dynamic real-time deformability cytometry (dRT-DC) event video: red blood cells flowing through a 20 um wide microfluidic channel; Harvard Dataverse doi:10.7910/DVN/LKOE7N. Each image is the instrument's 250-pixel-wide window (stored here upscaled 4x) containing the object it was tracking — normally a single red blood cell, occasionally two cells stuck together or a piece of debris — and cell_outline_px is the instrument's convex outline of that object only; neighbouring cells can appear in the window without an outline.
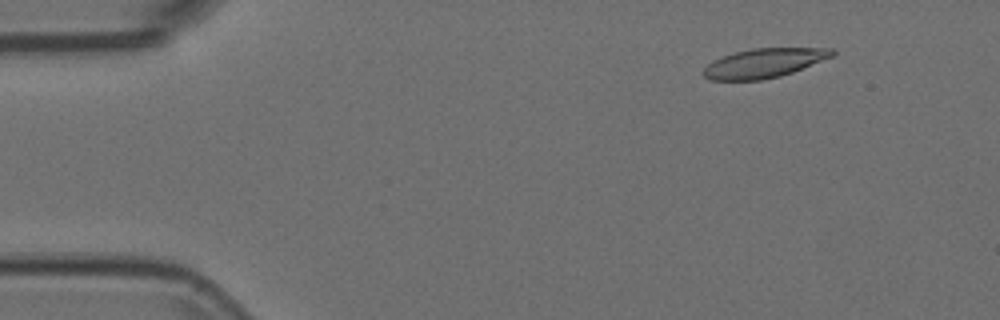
{"species": "Egyptian fruit bat (a non-hibernating species)", "species_latin": "Rousettus aegyptiacus", "temperature_condition": "room temperature", "stored_images_in_passage": 54, "camera_frame_rate_fps": 3000, "um_per_image_px": 0.085, "animal": {"sex": "female"}, "frame": {"image": 1, "passage_image": 6, "time_ms": 1.667, "image_size_px": [1000, 320], "cell_outline_px": [[836, 52], [832, 56], [792, 72], [780, 76], [760, 80], [712, 80], [704, 76], [700, 72], [712, 60], [736, 52], [752, 48], [832, 48]], "centroid_in_image_um": [64.9, 5.36], "position_along_channel_um": 20.1, "area_um2": 21.73}}
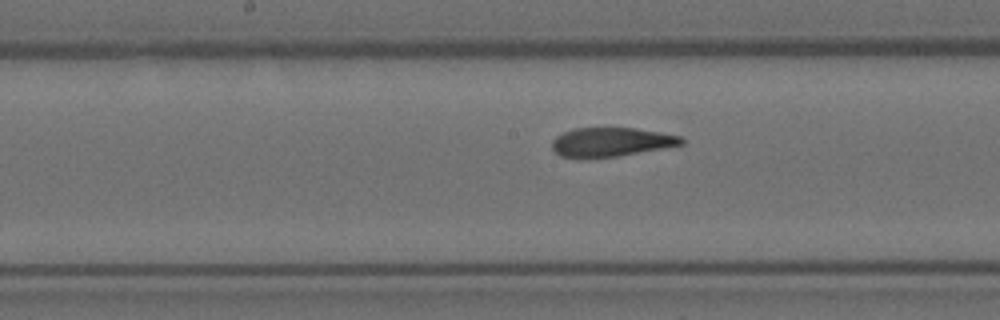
{"frame": {"image": 2, "passage_image": 27, "time_ms": 8.667, "image_size_px": [1000, 320], "cell_outline_px": [[684, 144], [664, 148], [616, 156], [584, 160], [560, 156], [552, 148], [552, 140], [556, 136], [564, 132], [576, 128], [636, 128], [660, 132], [680, 136], [684, 140]], "centroid_in_image_um": [51.9, 12.09], "position_along_channel_um": 196.3, "area_um2": 22.14}}
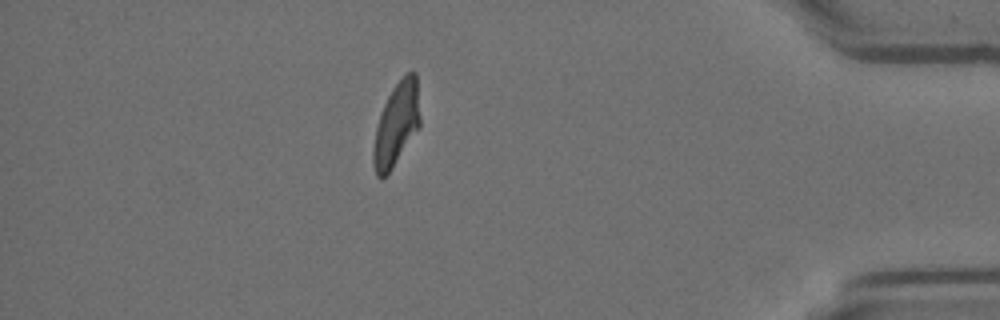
{"frame": {"image": 3, "passage_image": 47, "time_ms": 15.333, "image_size_px": [1000, 320], "cell_outline_px": [[420, 128], [392, 168], [380, 180], [376, 176], [372, 164], [372, 152], [376, 128], [380, 112], [392, 88], [404, 72], [416, 72], [420, 116]], "centroid_in_image_um": [33.69, 10.56], "position_along_channel_um": 401.5, "area_um2": 23.0}}